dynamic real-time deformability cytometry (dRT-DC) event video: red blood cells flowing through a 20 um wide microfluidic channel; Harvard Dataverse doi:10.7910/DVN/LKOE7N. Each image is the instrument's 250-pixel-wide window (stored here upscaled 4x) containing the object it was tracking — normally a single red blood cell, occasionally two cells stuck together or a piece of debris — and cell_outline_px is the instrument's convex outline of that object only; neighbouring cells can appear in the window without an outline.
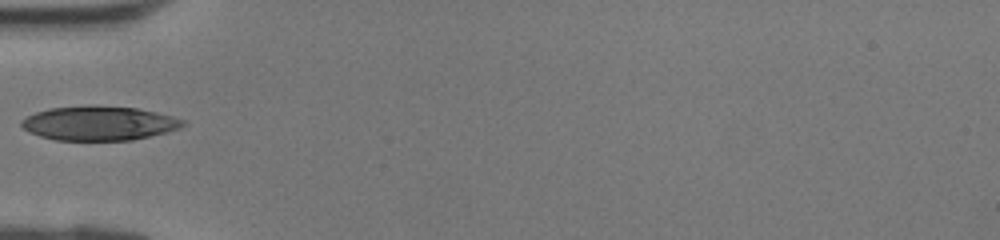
{"species": "human", "species_latin": "Homo sapiens", "temperature_condition": "room temperature", "stored_images_in_passage": 27, "camera_frame_rate_fps": 3000, "um_per_image_px": 0.085, "donor": {"sex": "female"}, "frame": {"image": 1, "passage_image": 1, "time_ms": 0.0, "image_size_px": [1000, 240], "cell_outline_px": [[184, 124], [180, 128], [168, 132], [132, 140], [56, 140], [40, 136], [28, 132], [20, 124], [20, 120], [36, 112], [48, 108], [136, 108], [156, 112], [172, 116], [184, 120]], "centroid_in_image_um": [8.42, 10.52], "position_along_channel_um": 76.6, "area_um2": 31.21}}
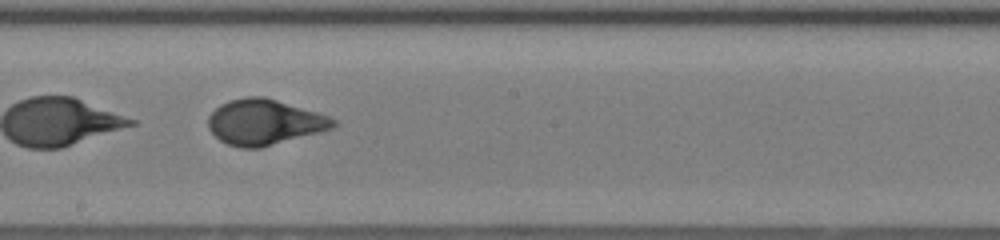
{"frame": {"image": 2, "passage_image": 10, "time_ms": 3.0, "image_size_px": [1000, 240], "cell_outline_px": [[336, 124], [332, 128], [320, 132], [260, 148], [240, 148], [228, 144], [220, 140], [208, 128], [208, 116], [220, 104], [228, 100], [244, 96], [264, 96], [316, 112], [328, 116], [336, 120]], "centroid_in_image_um": [22.44, 10.37], "position_along_channel_um": 225.8, "area_um2": 33.06}}
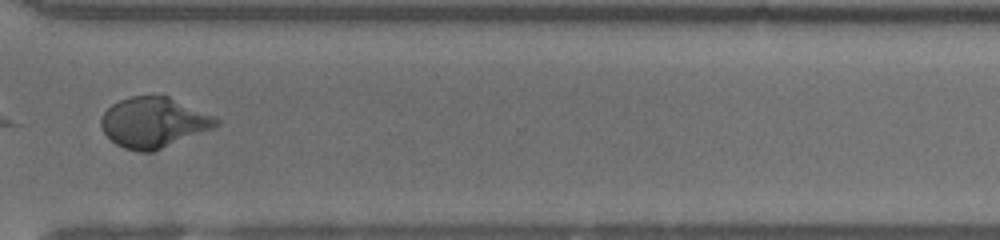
{"frame": {"image": 3, "passage_image": 18, "time_ms": 5.667, "image_size_px": [1000, 240], "cell_outline_px": [[220, 124], [216, 128], [152, 152], [140, 152], [124, 148], [116, 144], [104, 132], [100, 124], [100, 120], [104, 112], [112, 104], [120, 100], [132, 96], [168, 96], [216, 116], [220, 120]], "centroid_in_image_um": [13.11, 10.42], "position_along_channel_um": 357.5, "area_um2": 33.87}}